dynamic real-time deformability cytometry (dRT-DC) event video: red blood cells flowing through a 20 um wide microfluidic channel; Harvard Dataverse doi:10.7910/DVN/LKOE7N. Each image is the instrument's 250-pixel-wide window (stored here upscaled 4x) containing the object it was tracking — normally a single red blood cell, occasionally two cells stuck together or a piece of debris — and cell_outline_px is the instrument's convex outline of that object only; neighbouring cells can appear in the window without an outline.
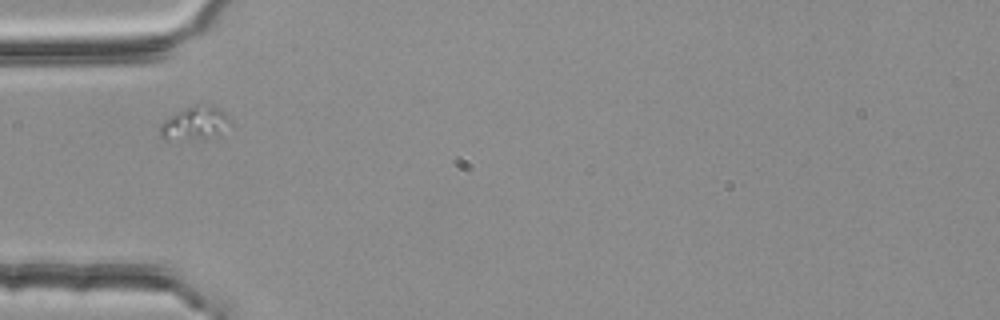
{"species": "common noctule bat (a hibernating species)", "species_latin": "Nyctalus noctula", "temperature_condition": "room temperature", "stored_images_in_passage": 39, "camera_frame_rate_fps": 3000, "um_per_image_px": 0.085, "animal": {"sex": "female", "body_mass_g": 25.1}, "frame": {"image": 1, "passage_image": 1, "time_ms": 0.0, "image_size_px": [1000, 320], "cell_outline_px": [[232, 124], [220, 136], [204, 140], [160, 136], [160, 124], [164, 120], [176, 112], [184, 108], [196, 104], [220, 108], [228, 116]], "centroid_in_image_um": [16.66, 10.47], "position_along_channel_um": 68.3, "area_um2": 13.64}}